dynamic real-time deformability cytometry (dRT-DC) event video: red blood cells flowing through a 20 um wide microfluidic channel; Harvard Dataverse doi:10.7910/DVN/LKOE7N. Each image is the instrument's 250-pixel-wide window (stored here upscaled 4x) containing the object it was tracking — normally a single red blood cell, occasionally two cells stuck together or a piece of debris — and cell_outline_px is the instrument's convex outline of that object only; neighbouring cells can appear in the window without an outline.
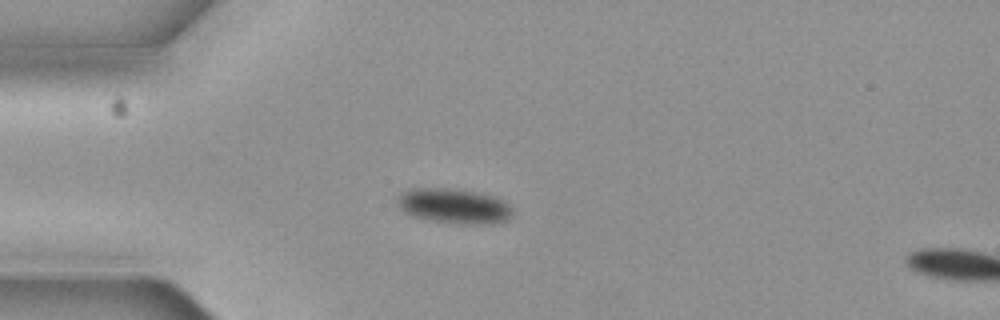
{"species": "common noctule bat (a hibernating species)", "species_latin": "Nyctalus noctula", "temperature_condition": "cold", "stored_images_in_passage": 5, "camera_frame_rate_fps": 3000, "um_per_image_px": 0.085, "animal": {"sex": "female", "body_mass_g": 19.3, "forearm_length_mm": 54.1}, "frame": {"image": 1, "passage_image": 4, "time_ms": 1.0, "image_size_px": [1000, 320], "cell_outline_px": [[512, 216], [508, 220], [492, 224], [460, 224], [428, 220], [412, 216], [404, 212], [396, 204], [396, 196], [400, 192], [408, 188], [456, 188], [496, 196], [504, 200], [512, 208]], "centroid_in_image_um": [38.56, 17.5], "position_along_channel_um": 46.4, "area_um2": 24.16}}